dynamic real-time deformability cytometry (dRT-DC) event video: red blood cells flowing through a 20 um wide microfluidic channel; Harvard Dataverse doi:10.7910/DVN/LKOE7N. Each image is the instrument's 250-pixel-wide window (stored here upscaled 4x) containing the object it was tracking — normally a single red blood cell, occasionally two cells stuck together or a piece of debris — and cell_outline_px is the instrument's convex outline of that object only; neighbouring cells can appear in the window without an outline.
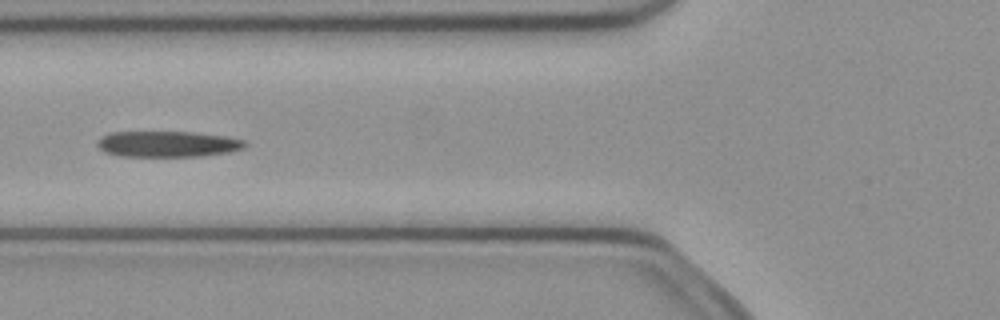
{"species": "common noctule bat (a hibernating species)", "species_latin": "Nyctalus noctula", "temperature_condition": "cold", "stored_images_in_passage": 6, "camera_frame_rate_fps": 3000, "um_per_image_px": 0.085, "animal": {"sex": "female", "body_mass_g": 21.9}, "frame": {"image": 1, "passage_image": 6, "time_ms": 1.667, "image_size_px": [1000, 320], "cell_outline_px": [[248, 144], [244, 148], [228, 152], [200, 156], [120, 156], [104, 152], [96, 144], [100, 136], [108, 132], [196, 132], [228, 136], [248, 140]], "centroid_in_image_um": [14.28, 12.23], "position_along_channel_um": 111.5, "area_um2": 22.6}}